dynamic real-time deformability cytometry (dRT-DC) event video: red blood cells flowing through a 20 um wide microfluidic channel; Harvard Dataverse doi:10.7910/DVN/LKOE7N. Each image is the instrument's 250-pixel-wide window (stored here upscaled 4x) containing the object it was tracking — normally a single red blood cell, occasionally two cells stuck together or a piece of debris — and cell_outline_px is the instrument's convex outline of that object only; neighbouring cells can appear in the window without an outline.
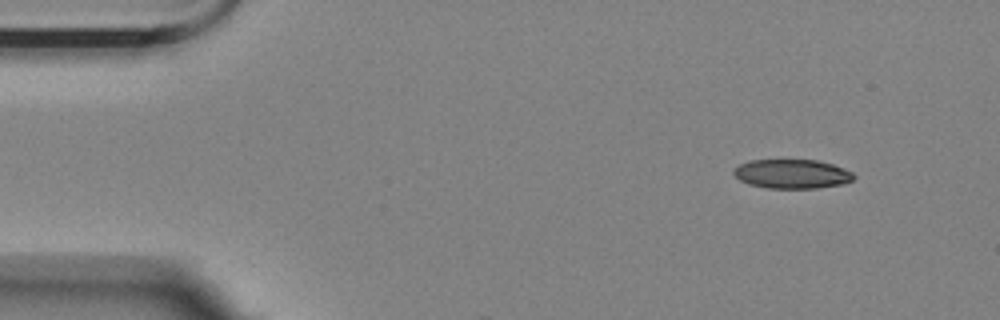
{"species": "Egyptian fruit bat (a non-hibernating species)", "species_latin": "Rousettus aegyptiacus", "temperature_condition": "room temperature", "stored_images_in_passage": 4, "camera_frame_rate_fps": 3000, "um_per_image_px": 0.085, "animal": {"sex": "female"}, "frame": {"image": 1, "passage_image": 1, "time_ms": 0.0, "image_size_px": [1000, 320], "cell_outline_px": [[856, 176], [852, 180], [844, 184], [816, 188], [768, 188], [748, 184], [740, 180], [732, 172], [740, 164], [748, 160], [816, 160], [832, 164], [844, 168], [852, 172]], "centroid_in_image_um": [67.34, 14.78], "position_along_channel_um": 17.7, "area_um2": 20.4}}
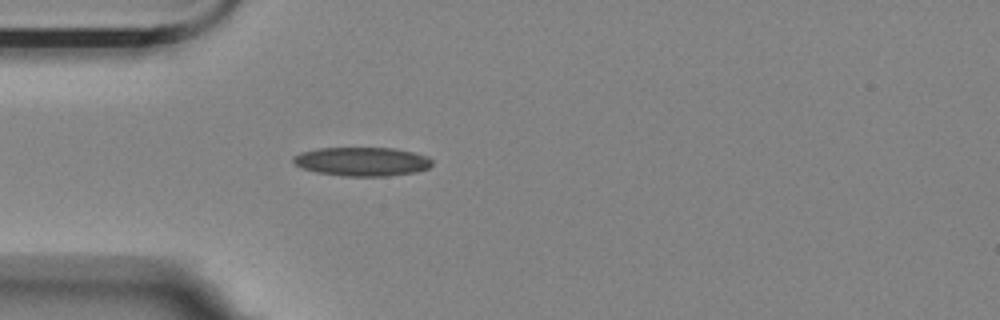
{"frame": {"image": 2, "passage_image": 4, "time_ms": 1.0, "image_size_px": [1000, 320], "cell_outline_px": [[432, 164], [428, 168], [416, 172], [388, 176], [344, 176], [316, 172], [304, 168], [296, 164], [292, 160], [292, 156], [300, 152], [320, 148], [392, 148], [412, 152], [428, 156], [432, 160]], "centroid_in_image_um": [30.78, 13.73], "position_along_channel_um": 54.2, "area_um2": 23.29}}